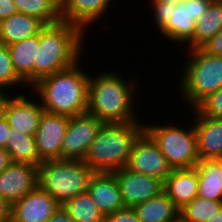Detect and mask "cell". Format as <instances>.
<instances>
[{"label": "cell", "instance_id": "27", "mask_svg": "<svg viewBox=\"0 0 222 222\" xmlns=\"http://www.w3.org/2000/svg\"><path fill=\"white\" fill-rule=\"evenodd\" d=\"M62 207L75 222L105 221V215L98 209L88 192L73 197Z\"/></svg>", "mask_w": 222, "mask_h": 222}, {"label": "cell", "instance_id": "5", "mask_svg": "<svg viewBox=\"0 0 222 222\" xmlns=\"http://www.w3.org/2000/svg\"><path fill=\"white\" fill-rule=\"evenodd\" d=\"M94 173L83 160L43 161L38 165V186L63 206L73 197L87 192Z\"/></svg>", "mask_w": 222, "mask_h": 222}, {"label": "cell", "instance_id": "18", "mask_svg": "<svg viewBox=\"0 0 222 222\" xmlns=\"http://www.w3.org/2000/svg\"><path fill=\"white\" fill-rule=\"evenodd\" d=\"M198 173L197 169H172L164 180L163 191L170 197L174 205L180 210L197 197Z\"/></svg>", "mask_w": 222, "mask_h": 222}, {"label": "cell", "instance_id": "26", "mask_svg": "<svg viewBox=\"0 0 222 222\" xmlns=\"http://www.w3.org/2000/svg\"><path fill=\"white\" fill-rule=\"evenodd\" d=\"M18 13L34 16L46 25L61 22L60 0H13Z\"/></svg>", "mask_w": 222, "mask_h": 222}, {"label": "cell", "instance_id": "21", "mask_svg": "<svg viewBox=\"0 0 222 222\" xmlns=\"http://www.w3.org/2000/svg\"><path fill=\"white\" fill-rule=\"evenodd\" d=\"M40 44V33L8 46L16 74L29 87L33 85V65Z\"/></svg>", "mask_w": 222, "mask_h": 222}, {"label": "cell", "instance_id": "32", "mask_svg": "<svg viewBox=\"0 0 222 222\" xmlns=\"http://www.w3.org/2000/svg\"><path fill=\"white\" fill-rule=\"evenodd\" d=\"M104 222H140L135 210L125 207L105 216Z\"/></svg>", "mask_w": 222, "mask_h": 222}, {"label": "cell", "instance_id": "39", "mask_svg": "<svg viewBox=\"0 0 222 222\" xmlns=\"http://www.w3.org/2000/svg\"><path fill=\"white\" fill-rule=\"evenodd\" d=\"M0 222H10V205L0 198Z\"/></svg>", "mask_w": 222, "mask_h": 222}, {"label": "cell", "instance_id": "40", "mask_svg": "<svg viewBox=\"0 0 222 222\" xmlns=\"http://www.w3.org/2000/svg\"><path fill=\"white\" fill-rule=\"evenodd\" d=\"M7 93V94H6ZM10 96V92L0 91V119L5 115V107Z\"/></svg>", "mask_w": 222, "mask_h": 222}, {"label": "cell", "instance_id": "33", "mask_svg": "<svg viewBox=\"0 0 222 222\" xmlns=\"http://www.w3.org/2000/svg\"><path fill=\"white\" fill-rule=\"evenodd\" d=\"M200 48L210 55L222 57V30Z\"/></svg>", "mask_w": 222, "mask_h": 222}, {"label": "cell", "instance_id": "2", "mask_svg": "<svg viewBox=\"0 0 222 222\" xmlns=\"http://www.w3.org/2000/svg\"><path fill=\"white\" fill-rule=\"evenodd\" d=\"M80 61L32 85L44 111L69 117L86 113L89 74L79 67Z\"/></svg>", "mask_w": 222, "mask_h": 222}, {"label": "cell", "instance_id": "24", "mask_svg": "<svg viewBox=\"0 0 222 222\" xmlns=\"http://www.w3.org/2000/svg\"><path fill=\"white\" fill-rule=\"evenodd\" d=\"M222 30V0H213L206 12L195 22L194 35L187 42L189 49L200 48Z\"/></svg>", "mask_w": 222, "mask_h": 222}, {"label": "cell", "instance_id": "38", "mask_svg": "<svg viewBox=\"0 0 222 222\" xmlns=\"http://www.w3.org/2000/svg\"><path fill=\"white\" fill-rule=\"evenodd\" d=\"M13 163L10 153L5 148H0V173Z\"/></svg>", "mask_w": 222, "mask_h": 222}, {"label": "cell", "instance_id": "16", "mask_svg": "<svg viewBox=\"0 0 222 222\" xmlns=\"http://www.w3.org/2000/svg\"><path fill=\"white\" fill-rule=\"evenodd\" d=\"M87 192L105 216L125 208L113 172H95L90 179Z\"/></svg>", "mask_w": 222, "mask_h": 222}, {"label": "cell", "instance_id": "7", "mask_svg": "<svg viewBox=\"0 0 222 222\" xmlns=\"http://www.w3.org/2000/svg\"><path fill=\"white\" fill-rule=\"evenodd\" d=\"M189 129L171 125L144 124V131L158 145L172 169L195 168L199 162L194 124ZM192 127V128H191ZM184 128V129H183Z\"/></svg>", "mask_w": 222, "mask_h": 222}, {"label": "cell", "instance_id": "35", "mask_svg": "<svg viewBox=\"0 0 222 222\" xmlns=\"http://www.w3.org/2000/svg\"><path fill=\"white\" fill-rule=\"evenodd\" d=\"M17 13L13 0H0V21Z\"/></svg>", "mask_w": 222, "mask_h": 222}, {"label": "cell", "instance_id": "9", "mask_svg": "<svg viewBox=\"0 0 222 222\" xmlns=\"http://www.w3.org/2000/svg\"><path fill=\"white\" fill-rule=\"evenodd\" d=\"M126 168L163 182L172 171L158 145L145 131L133 144Z\"/></svg>", "mask_w": 222, "mask_h": 222}, {"label": "cell", "instance_id": "31", "mask_svg": "<svg viewBox=\"0 0 222 222\" xmlns=\"http://www.w3.org/2000/svg\"><path fill=\"white\" fill-rule=\"evenodd\" d=\"M153 19L156 25V29L159 31L167 24L170 19L171 5L168 1L151 0Z\"/></svg>", "mask_w": 222, "mask_h": 222}, {"label": "cell", "instance_id": "34", "mask_svg": "<svg viewBox=\"0 0 222 222\" xmlns=\"http://www.w3.org/2000/svg\"><path fill=\"white\" fill-rule=\"evenodd\" d=\"M212 1L213 0H189L190 17L194 18V24L206 12Z\"/></svg>", "mask_w": 222, "mask_h": 222}, {"label": "cell", "instance_id": "36", "mask_svg": "<svg viewBox=\"0 0 222 222\" xmlns=\"http://www.w3.org/2000/svg\"><path fill=\"white\" fill-rule=\"evenodd\" d=\"M46 222H75L60 206Z\"/></svg>", "mask_w": 222, "mask_h": 222}, {"label": "cell", "instance_id": "17", "mask_svg": "<svg viewBox=\"0 0 222 222\" xmlns=\"http://www.w3.org/2000/svg\"><path fill=\"white\" fill-rule=\"evenodd\" d=\"M112 0H60L62 21L79 26L84 32L91 24L98 23L111 7Z\"/></svg>", "mask_w": 222, "mask_h": 222}, {"label": "cell", "instance_id": "8", "mask_svg": "<svg viewBox=\"0 0 222 222\" xmlns=\"http://www.w3.org/2000/svg\"><path fill=\"white\" fill-rule=\"evenodd\" d=\"M103 124L88 113L69 117L61 147V159L83 160Z\"/></svg>", "mask_w": 222, "mask_h": 222}, {"label": "cell", "instance_id": "42", "mask_svg": "<svg viewBox=\"0 0 222 222\" xmlns=\"http://www.w3.org/2000/svg\"><path fill=\"white\" fill-rule=\"evenodd\" d=\"M161 1H168L172 3L173 5H177V4L183 3L185 0H161Z\"/></svg>", "mask_w": 222, "mask_h": 222}, {"label": "cell", "instance_id": "6", "mask_svg": "<svg viewBox=\"0 0 222 222\" xmlns=\"http://www.w3.org/2000/svg\"><path fill=\"white\" fill-rule=\"evenodd\" d=\"M179 82L185 105L195 109L209 95L222 88V57L213 56L201 48L189 49ZM190 103V104H189Z\"/></svg>", "mask_w": 222, "mask_h": 222}, {"label": "cell", "instance_id": "29", "mask_svg": "<svg viewBox=\"0 0 222 222\" xmlns=\"http://www.w3.org/2000/svg\"><path fill=\"white\" fill-rule=\"evenodd\" d=\"M14 86L15 88L17 86H25L26 88L25 82L14 70L8 46L0 43V91L9 92V89Z\"/></svg>", "mask_w": 222, "mask_h": 222}, {"label": "cell", "instance_id": "14", "mask_svg": "<svg viewBox=\"0 0 222 222\" xmlns=\"http://www.w3.org/2000/svg\"><path fill=\"white\" fill-rule=\"evenodd\" d=\"M15 96L8 98L4 116L12 129L34 136L44 109L38 98L33 101V96L32 99L26 98L24 93Z\"/></svg>", "mask_w": 222, "mask_h": 222}, {"label": "cell", "instance_id": "20", "mask_svg": "<svg viewBox=\"0 0 222 222\" xmlns=\"http://www.w3.org/2000/svg\"><path fill=\"white\" fill-rule=\"evenodd\" d=\"M198 173L197 196L222 201V159H201Z\"/></svg>", "mask_w": 222, "mask_h": 222}, {"label": "cell", "instance_id": "37", "mask_svg": "<svg viewBox=\"0 0 222 222\" xmlns=\"http://www.w3.org/2000/svg\"><path fill=\"white\" fill-rule=\"evenodd\" d=\"M10 128L6 117H2L0 119V148H5Z\"/></svg>", "mask_w": 222, "mask_h": 222}, {"label": "cell", "instance_id": "41", "mask_svg": "<svg viewBox=\"0 0 222 222\" xmlns=\"http://www.w3.org/2000/svg\"><path fill=\"white\" fill-rule=\"evenodd\" d=\"M206 222H222V207Z\"/></svg>", "mask_w": 222, "mask_h": 222}, {"label": "cell", "instance_id": "23", "mask_svg": "<svg viewBox=\"0 0 222 222\" xmlns=\"http://www.w3.org/2000/svg\"><path fill=\"white\" fill-rule=\"evenodd\" d=\"M194 26V18L190 17L189 12V0H185L171 5L170 19L159 33L174 43L187 44L194 35Z\"/></svg>", "mask_w": 222, "mask_h": 222}, {"label": "cell", "instance_id": "12", "mask_svg": "<svg viewBox=\"0 0 222 222\" xmlns=\"http://www.w3.org/2000/svg\"><path fill=\"white\" fill-rule=\"evenodd\" d=\"M38 187V167L12 163L0 173V198L10 206Z\"/></svg>", "mask_w": 222, "mask_h": 222}, {"label": "cell", "instance_id": "13", "mask_svg": "<svg viewBox=\"0 0 222 222\" xmlns=\"http://www.w3.org/2000/svg\"><path fill=\"white\" fill-rule=\"evenodd\" d=\"M60 205L39 186L10 206V222H46Z\"/></svg>", "mask_w": 222, "mask_h": 222}, {"label": "cell", "instance_id": "10", "mask_svg": "<svg viewBox=\"0 0 222 222\" xmlns=\"http://www.w3.org/2000/svg\"><path fill=\"white\" fill-rule=\"evenodd\" d=\"M125 207L133 208L163 191L164 182L156 177L144 175L123 167L113 171Z\"/></svg>", "mask_w": 222, "mask_h": 222}, {"label": "cell", "instance_id": "1", "mask_svg": "<svg viewBox=\"0 0 222 222\" xmlns=\"http://www.w3.org/2000/svg\"><path fill=\"white\" fill-rule=\"evenodd\" d=\"M128 80V81H125ZM123 79L120 73L89 75L86 113L104 123H129L139 121L134 107L137 82ZM136 88V89H135ZM133 97V98H132ZM137 116V118H136Z\"/></svg>", "mask_w": 222, "mask_h": 222}, {"label": "cell", "instance_id": "11", "mask_svg": "<svg viewBox=\"0 0 222 222\" xmlns=\"http://www.w3.org/2000/svg\"><path fill=\"white\" fill-rule=\"evenodd\" d=\"M68 123L69 116L43 111L34 135L41 162L61 159V147Z\"/></svg>", "mask_w": 222, "mask_h": 222}, {"label": "cell", "instance_id": "4", "mask_svg": "<svg viewBox=\"0 0 222 222\" xmlns=\"http://www.w3.org/2000/svg\"><path fill=\"white\" fill-rule=\"evenodd\" d=\"M144 124L140 121L104 123L83 162L94 172H113L126 167L133 144L144 132Z\"/></svg>", "mask_w": 222, "mask_h": 222}, {"label": "cell", "instance_id": "28", "mask_svg": "<svg viewBox=\"0 0 222 222\" xmlns=\"http://www.w3.org/2000/svg\"><path fill=\"white\" fill-rule=\"evenodd\" d=\"M222 207V201L195 197L179 210V222H206Z\"/></svg>", "mask_w": 222, "mask_h": 222}, {"label": "cell", "instance_id": "15", "mask_svg": "<svg viewBox=\"0 0 222 222\" xmlns=\"http://www.w3.org/2000/svg\"><path fill=\"white\" fill-rule=\"evenodd\" d=\"M191 110L195 117L193 119L199 160L222 159V118L206 117L196 108Z\"/></svg>", "mask_w": 222, "mask_h": 222}, {"label": "cell", "instance_id": "25", "mask_svg": "<svg viewBox=\"0 0 222 222\" xmlns=\"http://www.w3.org/2000/svg\"><path fill=\"white\" fill-rule=\"evenodd\" d=\"M5 149L10 153L13 163L38 165L41 163L35 137L16 129H9Z\"/></svg>", "mask_w": 222, "mask_h": 222}, {"label": "cell", "instance_id": "3", "mask_svg": "<svg viewBox=\"0 0 222 222\" xmlns=\"http://www.w3.org/2000/svg\"><path fill=\"white\" fill-rule=\"evenodd\" d=\"M85 32L65 21L46 25L40 31V44L33 65V84L62 71L81 59Z\"/></svg>", "mask_w": 222, "mask_h": 222}, {"label": "cell", "instance_id": "19", "mask_svg": "<svg viewBox=\"0 0 222 222\" xmlns=\"http://www.w3.org/2000/svg\"><path fill=\"white\" fill-rule=\"evenodd\" d=\"M46 26L40 19L15 13L0 21V43L7 46L32 37Z\"/></svg>", "mask_w": 222, "mask_h": 222}, {"label": "cell", "instance_id": "30", "mask_svg": "<svg viewBox=\"0 0 222 222\" xmlns=\"http://www.w3.org/2000/svg\"><path fill=\"white\" fill-rule=\"evenodd\" d=\"M196 109L206 117L222 118V88L209 95Z\"/></svg>", "mask_w": 222, "mask_h": 222}, {"label": "cell", "instance_id": "22", "mask_svg": "<svg viewBox=\"0 0 222 222\" xmlns=\"http://www.w3.org/2000/svg\"><path fill=\"white\" fill-rule=\"evenodd\" d=\"M133 209L140 222H179V209L164 191Z\"/></svg>", "mask_w": 222, "mask_h": 222}]
</instances>
